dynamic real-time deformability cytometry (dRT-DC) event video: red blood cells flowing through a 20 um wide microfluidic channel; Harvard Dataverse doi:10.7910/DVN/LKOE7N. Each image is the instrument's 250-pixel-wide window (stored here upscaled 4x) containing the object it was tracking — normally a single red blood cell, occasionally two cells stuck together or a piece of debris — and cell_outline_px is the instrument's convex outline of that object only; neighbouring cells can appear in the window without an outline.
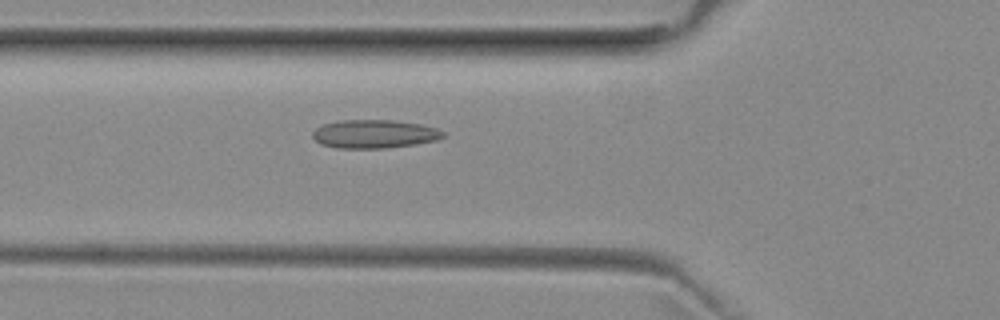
{"species": "common noctule bat (a hibernating species)", "species_latin": "Nyctalus noctula", "temperature_condition": "room temperature", "stored_images_in_passage": 42, "camera_frame_rate_fps": 3000, "um_per_image_px": 0.085, "animal": {"sex": "female", "body_mass_g": 29.2, "forearm_length_mm": 56.3}, "frame": {"image": 1, "passage_image": 8, "time_ms": 2.333, "image_size_px": [1000, 320], "cell_outline_px": [[444, 136], [436, 140], [416, 144], [388, 148], [336, 148], [320, 144], [312, 136], [312, 132], [316, 128], [324, 124], [340, 120], [392, 120], [420, 124], [436, 128], [444, 132]], "centroid_in_image_um": [31.8, 11.39], "position_along_channel_um": 94.0, "area_um2": 21.62}}
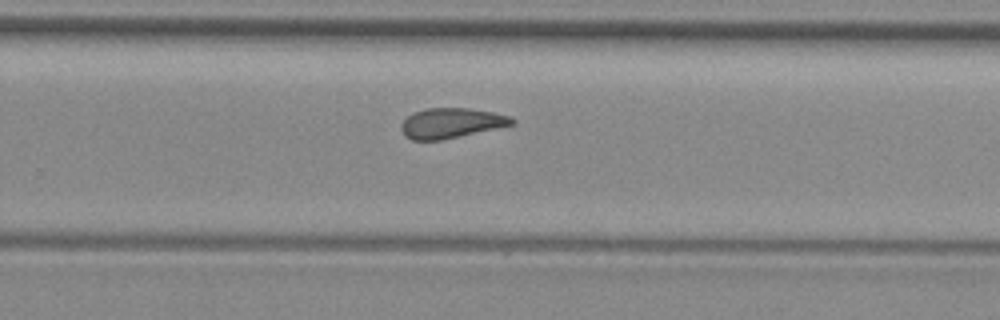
{"frame": {"image": 2, "passage_image": 23, "time_ms": 7.333, "image_size_px": [1000, 320], "cell_outline_px": [[516, 124], [460, 136], [440, 140], [412, 140], [404, 136], [400, 128], [400, 124], [408, 116], [416, 112], [428, 108], [468, 108], [492, 112], [512, 116], [516, 120]], "centroid_in_image_um": [38.37, 10.46], "position_along_channel_um": 291.4, "area_um2": 19.42}}
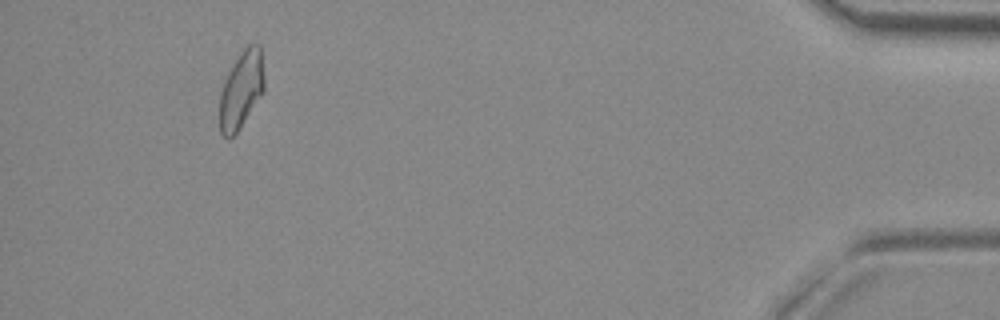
{"frame": {"image": 3, "passage_image": 38, "time_ms": 12.333, "image_size_px": [1000, 320], "cell_outline_px": [[264, 92], [236, 132], [228, 140], [220, 132], [220, 92], [224, 80], [228, 72], [240, 52], [248, 44], [260, 44], [264, 76]], "centroid_in_image_um": [20.51, 7.6], "position_along_channel_um": 414.7, "area_um2": 20.0}, "authors_computed_cell_mechanics": {"area_um2": 20.0855, "velocity_mm_per_s": 3.9597, "shape_relaxation_time_tau1_ms": null, "shape_relaxation_time_tau2_ms": 2.8559, "deformation_change_tau1": null, "deformation_change_tau2": 0.0903}}